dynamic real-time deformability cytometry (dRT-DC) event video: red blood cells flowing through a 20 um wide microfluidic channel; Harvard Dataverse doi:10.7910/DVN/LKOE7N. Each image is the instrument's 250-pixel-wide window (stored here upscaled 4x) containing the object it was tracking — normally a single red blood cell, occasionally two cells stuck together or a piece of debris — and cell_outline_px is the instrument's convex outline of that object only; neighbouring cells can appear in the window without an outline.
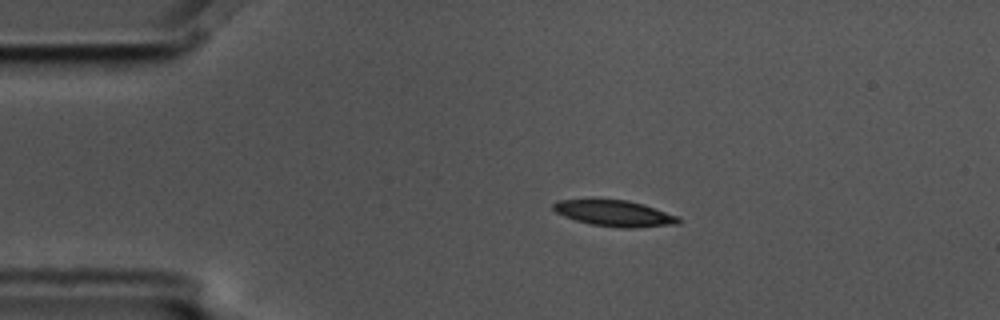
{"species": "common noctule bat (a hibernating species)", "species_latin": "Nyctalus noctula", "temperature_condition": "cold", "stored_images_in_passage": 5, "camera_frame_rate_fps": 3000, "um_per_image_px": 0.085, "animal": {"sex": "male", "body_mass_g": 17.5, "forearm_length_mm": 52.3}, "frame": {"image": 1, "passage_image": 3, "time_ms": 0.667, "image_size_px": [1000, 320], "cell_outline_px": [[680, 224], [636, 228], [620, 228], [592, 224], [576, 220], [564, 216], [556, 212], [552, 208], [552, 204], [556, 200], [628, 200], [644, 204], [680, 216]], "centroid_in_image_um": [52.29, 18.14], "position_along_channel_um": 32.7, "area_um2": 19.07}}
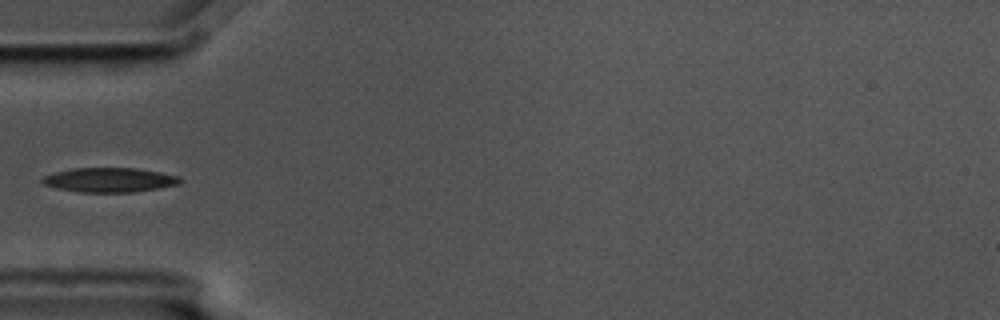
{"frame": {"image": 2, "passage_image": 5, "time_ms": 1.333, "image_size_px": [1000, 320], "cell_outline_px": [[184, 180], [180, 184], [132, 192], [80, 192], [56, 188], [44, 184], [40, 180], [44, 176], [56, 172], [72, 168], [136, 168], [160, 172], [180, 176]], "centroid_in_image_um": [9.33, 15.29], "position_along_channel_um": 75.7, "area_um2": 19.59}}